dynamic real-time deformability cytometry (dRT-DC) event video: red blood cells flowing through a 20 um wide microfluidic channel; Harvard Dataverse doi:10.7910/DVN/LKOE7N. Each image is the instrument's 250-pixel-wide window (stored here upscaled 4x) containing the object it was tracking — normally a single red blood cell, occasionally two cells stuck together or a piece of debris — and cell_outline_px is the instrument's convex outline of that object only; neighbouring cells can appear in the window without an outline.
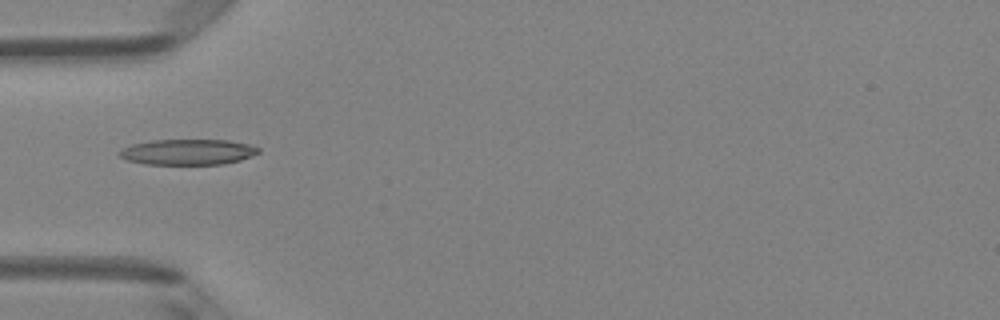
{"species": "Egyptian fruit bat (a non-hibernating species)", "species_latin": "Rousettus aegyptiacus", "temperature_condition": "room temperature", "stored_images_in_passage": 6, "camera_frame_rate_fps": 3000, "um_per_image_px": 0.085, "animal": {"sex": "female"}, "frame": {"image": 1, "passage_image": 5, "time_ms": 4.667, "image_size_px": [1000, 320], "cell_outline_px": [[260, 152], [252, 156], [240, 160], [224, 164], [144, 164], [128, 160], [120, 156], [116, 152], [132, 144], [152, 140], [228, 140], [248, 144], [260, 148]], "centroid_in_image_um": [15.98, 12.92], "position_along_channel_um": 69.0, "area_um2": 20.75}}
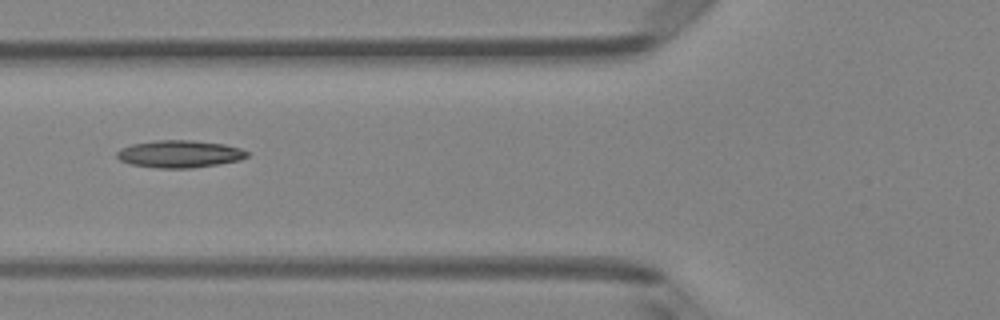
{"frame": {"image": 2, "passage_image": 6, "time_ms": 5.667, "image_size_px": [1000, 320], "cell_outline_px": [[248, 156], [240, 160], [192, 168], [156, 168], [132, 164], [120, 160], [116, 156], [116, 152], [120, 148], [132, 144], [156, 140], [192, 140], [224, 144], [240, 148], [248, 152]], "centroid_in_image_um": [15.24, 13.08], "position_along_channel_um": 110.6, "area_um2": 20.69}}